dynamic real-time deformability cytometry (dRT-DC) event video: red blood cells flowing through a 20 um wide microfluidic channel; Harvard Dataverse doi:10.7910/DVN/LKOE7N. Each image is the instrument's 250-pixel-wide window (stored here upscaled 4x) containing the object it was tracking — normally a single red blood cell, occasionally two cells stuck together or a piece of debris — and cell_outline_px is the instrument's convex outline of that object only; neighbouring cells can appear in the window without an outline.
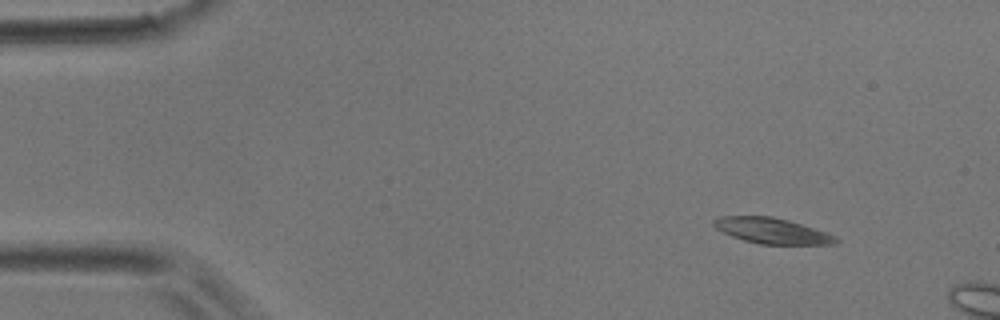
{"species": "common noctule bat (a hibernating species)", "species_latin": "Nyctalus noctula", "temperature_condition": "room temperature", "stored_images_in_passage": 2, "camera_frame_rate_fps": 3000, "um_per_image_px": 0.085, "animal": {"sex": "male", "body_mass_g": 17.9}, "frame": {"image": 1, "passage_image": 1, "time_ms": 0.0, "image_size_px": [1000, 320], "cell_outline_px": [[840, 240], [836, 244], [760, 244], [744, 240], [732, 236], [716, 228], [712, 224], [712, 220], [720, 216], [772, 216], [788, 220], [836, 236]], "centroid_in_image_um": [65.59, 19.61], "position_along_channel_um": 19.4, "area_um2": 18.03}}